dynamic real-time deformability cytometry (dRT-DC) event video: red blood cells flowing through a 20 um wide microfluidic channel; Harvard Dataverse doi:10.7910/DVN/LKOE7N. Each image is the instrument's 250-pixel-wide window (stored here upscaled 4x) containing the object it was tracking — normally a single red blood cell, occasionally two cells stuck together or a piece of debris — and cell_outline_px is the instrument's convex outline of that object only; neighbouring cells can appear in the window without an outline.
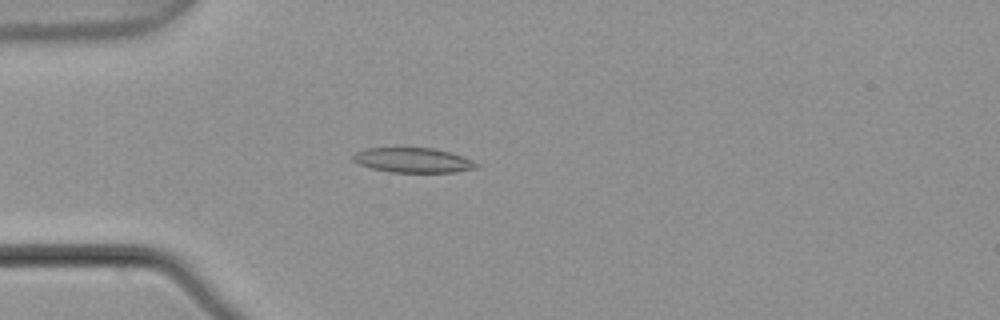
{"species": "common noctule bat (a hibernating species)", "species_latin": "Nyctalus noctula", "temperature_condition": "warm", "stored_images_in_passage": 5, "camera_frame_rate_fps": 3000, "um_per_image_px": 0.085, "animal": {"sex": "male", "body_mass_g": 21.5, "forearm_length_mm": 52.0}, "frame": {"image": 1, "passage_image": 5, "time_ms": 1.333, "image_size_px": [1000, 320], "cell_outline_px": [[480, 164], [476, 168], [456, 172], [388, 172], [372, 168], [360, 164], [352, 160], [352, 156], [356, 152], [368, 148], [436, 148], [472, 160]], "centroid_in_image_um": [35.11, 13.62], "position_along_channel_um": 49.9, "area_um2": 17.69}}